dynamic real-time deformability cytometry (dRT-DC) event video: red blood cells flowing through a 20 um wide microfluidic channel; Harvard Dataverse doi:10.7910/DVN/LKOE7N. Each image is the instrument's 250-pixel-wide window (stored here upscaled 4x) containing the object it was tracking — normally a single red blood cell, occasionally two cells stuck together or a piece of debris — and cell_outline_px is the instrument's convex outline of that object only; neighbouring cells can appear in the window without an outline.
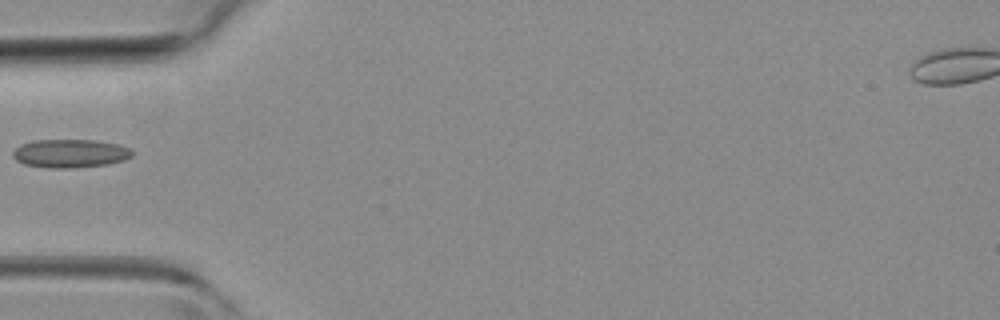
{"species": "common noctule bat (a hibernating species)", "species_latin": "Nyctalus noctula", "temperature_condition": "room temperature", "stored_images_in_passage": 19, "segment_of_instrument_passage": [1, 2], "camera_frame_rate_fps": 3000, "um_per_image_px": 0.085, "animal": {"sex": "female", "body_mass_g": 19.3, "forearm_length_mm": 54.1}, "frame": {"image": 1, "passage_image": 1, "time_ms": 0.0, "image_size_px": [1000, 320], "cell_outline_px": [[132, 156], [124, 160], [104, 164], [68, 168], [52, 168], [24, 164], [16, 160], [12, 156], [12, 152], [20, 144], [32, 140], [96, 140], [116, 144], [128, 148], [132, 152]], "centroid_in_image_um": [5.91, 13.03], "position_along_channel_um": 79.1, "area_um2": 19.54}}
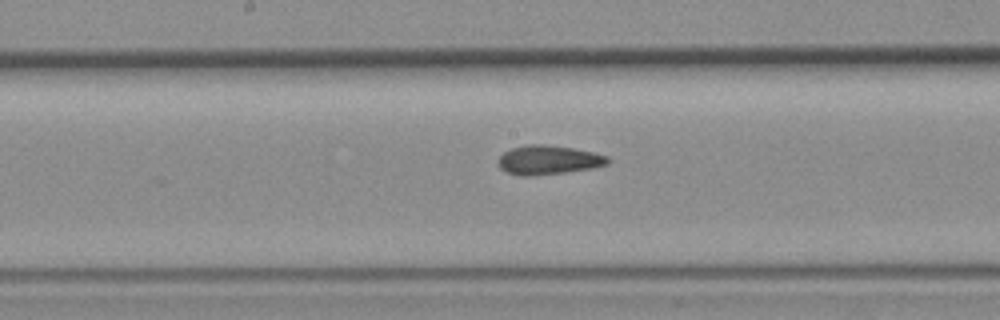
{"frame": {"image": 2, "passage_image": 9, "time_ms": 2.667, "image_size_px": [1000, 320], "cell_outline_px": [[608, 164], [592, 168], [564, 172], [532, 176], [520, 176], [508, 172], [500, 168], [496, 164], [496, 160], [504, 152], [512, 148], [528, 144], [544, 144], [572, 148], [592, 152], [608, 156]], "centroid_in_image_um": [46.56, 13.6], "position_along_channel_um": 201.6, "area_um2": 18.55}}
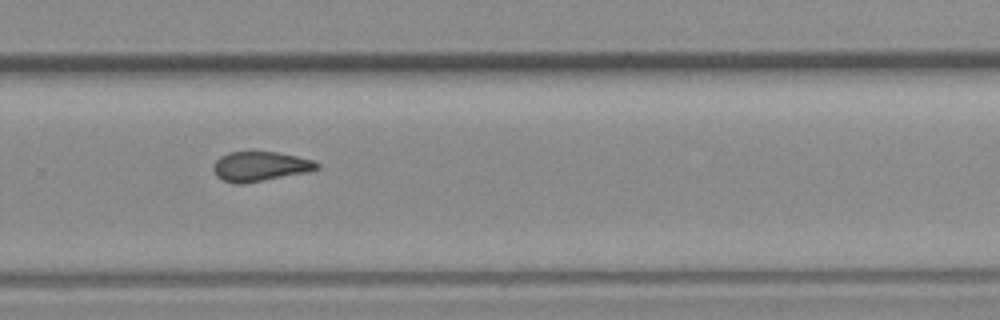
{"frame": {"image": 3, "passage_image": 16, "time_ms": 5.0, "image_size_px": [1000, 320], "cell_outline_px": [[320, 168], [308, 172], [244, 184], [236, 184], [224, 180], [216, 176], [212, 168], [216, 160], [220, 156], [228, 152], [276, 152], [296, 156], [312, 160], [320, 164]], "centroid_in_image_um": [22.11, 14.15], "position_along_channel_um": 307.7, "area_um2": 17.92}}